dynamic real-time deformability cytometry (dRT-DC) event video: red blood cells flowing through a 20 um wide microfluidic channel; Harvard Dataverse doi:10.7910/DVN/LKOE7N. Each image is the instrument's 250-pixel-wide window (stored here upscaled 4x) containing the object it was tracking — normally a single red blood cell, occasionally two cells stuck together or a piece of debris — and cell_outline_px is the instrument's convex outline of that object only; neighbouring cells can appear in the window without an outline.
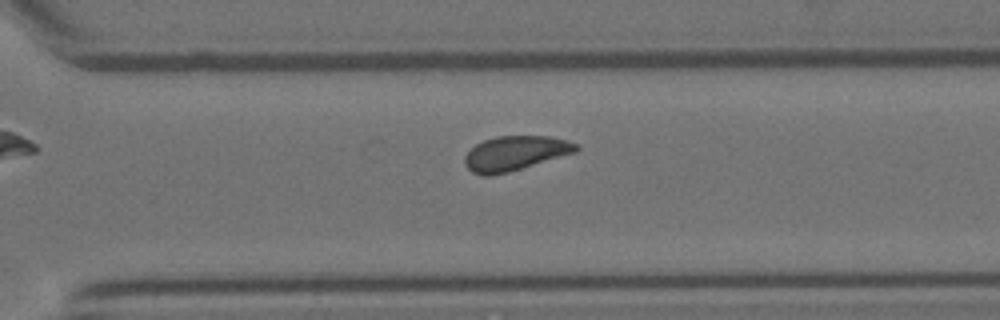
{"species": "Egyptian fruit bat (a non-hibernating species)", "species_latin": "Rousettus aegyptiacus", "temperature_condition": "room temperature", "stored_images_in_passage": 10, "camera_frame_rate_fps": 3000, "um_per_image_px": 0.085, "animal": {"sex": "female"}, "frame": {"image": 1, "passage_image": 10, "time_ms": 3.0, "image_size_px": [1000, 320], "cell_outline_px": [[580, 148], [576, 152], [508, 172], [492, 176], [484, 176], [472, 172], [464, 164], [464, 156], [476, 144], [484, 140], [496, 136], [548, 136], [580, 144]], "centroid_in_image_um": [43.77, 13.03], "position_along_channel_um": 326.8, "area_um2": 22.37}}